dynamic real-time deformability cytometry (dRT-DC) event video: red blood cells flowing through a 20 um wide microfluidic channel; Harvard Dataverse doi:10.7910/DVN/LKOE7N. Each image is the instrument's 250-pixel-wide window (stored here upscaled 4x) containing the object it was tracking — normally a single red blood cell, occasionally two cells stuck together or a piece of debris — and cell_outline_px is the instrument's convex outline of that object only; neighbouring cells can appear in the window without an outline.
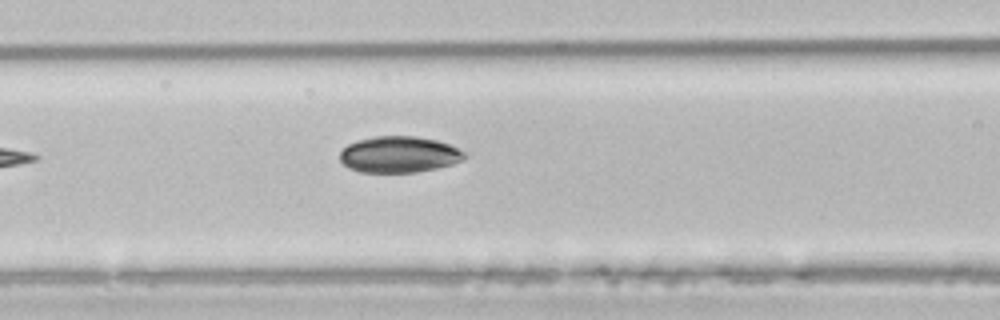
{"species": "common noctule bat (a hibernating species)", "species_latin": "Nyctalus noctula", "temperature_condition": "room temperature", "stored_images_in_passage": 5, "camera_frame_rate_fps": 3000, "um_per_image_px": 0.085, "animal": {"sex": "male", "body_mass_g": 21.5, "forearm_length_mm": 52.0}, "frame": {"image": 1, "passage_image": 4, "time_ms": 5.667, "image_size_px": [1000, 320], "cell_outline_px": [[468, 156], [452, 164], [436, 168], [416, 172], [360, 172], [348, 168], [340, 160], [340, 152], [348, 144], [356, 140], [372, 136], [416, 136], [436, 140], [448, 144], [464, 152]], "centroid_in_image_um": [33.89, 13.12], "position_along_channel_um": 132.7, "area_um2": 26.3}}